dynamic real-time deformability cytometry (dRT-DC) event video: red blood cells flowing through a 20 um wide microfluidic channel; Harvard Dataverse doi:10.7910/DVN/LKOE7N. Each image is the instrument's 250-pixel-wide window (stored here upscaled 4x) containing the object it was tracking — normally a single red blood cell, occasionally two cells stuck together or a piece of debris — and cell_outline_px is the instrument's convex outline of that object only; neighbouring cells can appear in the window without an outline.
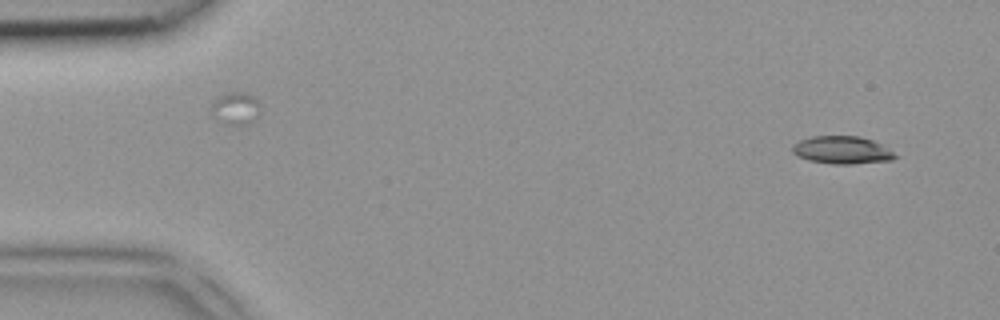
{"species": "common noctule bat (a hibernating species)", "species_latin": "Nyctalus noctula", "temperature_condition": "room temperature", "stored_images_in_passage": 4, "segment_of_instrument_passage": [2, 2], "camera_frame_rate_fps": 3000, "um_per_image_px": 0.085, "animal": {"sex": "female", "body_mass_g": 18.4}, "frame": {"image": 1, "passage_image": 4, "time_ms": 1.0, "image_size_px": [1000, 320], "cell_outline_px": [[900, 156], [892, 160], [852, 164], [832, 164], [808, 160], [796, 156], [792, 152], [792, 144], [800, 140], [812, 136], [856, 136], [872, 140], [880, 144]], "centroid_in_image_um": [71.55, 12.76], "position_along_channel_um": 13.4, "area_um2": 16.65}}